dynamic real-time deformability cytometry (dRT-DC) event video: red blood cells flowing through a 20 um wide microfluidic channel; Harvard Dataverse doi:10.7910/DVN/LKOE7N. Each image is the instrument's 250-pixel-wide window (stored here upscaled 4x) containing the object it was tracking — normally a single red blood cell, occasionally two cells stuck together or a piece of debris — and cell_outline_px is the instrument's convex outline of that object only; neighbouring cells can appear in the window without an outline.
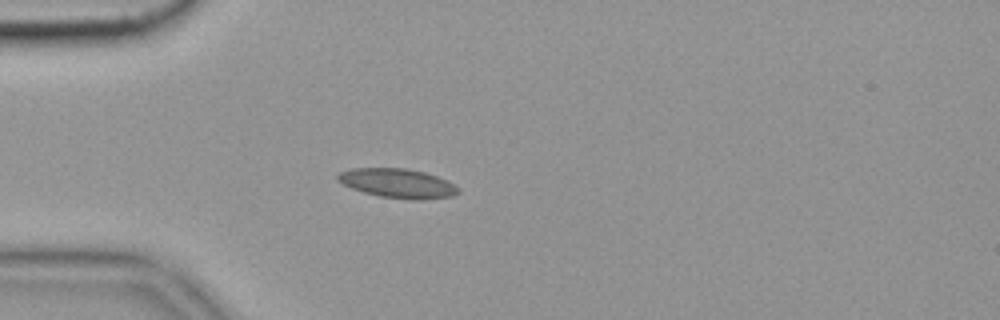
{"species": "common noctule bat (a hibernating species)", "species_latin": "Nyctalus noctula", "temperature_condition": "cold", "stored_images_in_passage": 58, "camera_frame_rate_fps": 3000, "um_per_image_px": 0.085, "animal": {"sex": "female", "body_mass_g": 19.9}, "frame": {"image": 1, "passage_image": 17, "time_ms": 5.333, "image_size_px": [1000, 320], "cell_outline_px": [[460, 192], [452, 196], [424, 200], [408, 200], [380, 196], [364, 192], [352, 188], [336, 180], [336, 176], [340, 172], [352, 168], [408, 168], [424, 172], [436, 176], [460, 188]], "centroid_in_image_um": [33.8, 15.58], "position_along_channel_um": 51.2, "area_um2": 20.58}, "authors_computed_cell_mechanics": {"area_um2": 19.074, "velocity_mm_per_s": 3.5179, "shape_relaxation_time_tau1_ms": null, "shape_relaxation_time_tau2_ms": 3.8891, "deformation_change_tau1": null, "deformation_change_tau2": 0.0919}}